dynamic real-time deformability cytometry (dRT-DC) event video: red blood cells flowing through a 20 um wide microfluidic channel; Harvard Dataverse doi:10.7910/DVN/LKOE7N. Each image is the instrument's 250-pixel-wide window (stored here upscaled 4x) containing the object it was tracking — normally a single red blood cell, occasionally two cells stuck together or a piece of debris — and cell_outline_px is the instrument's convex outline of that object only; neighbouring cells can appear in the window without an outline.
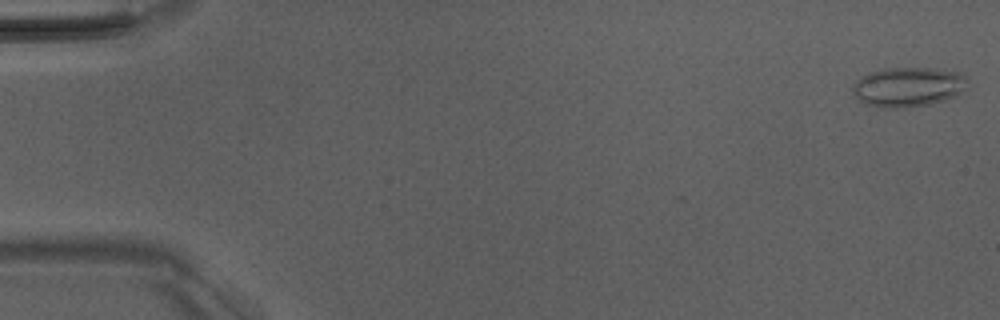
{"species": "Egyptian fruit bat (a non-hibernating species)", "species_latin": "Rousettus aegyptiacus", "temperature_condition": "room temperature", "stored_images_in_passage": 5, "camera_frame_rate_fps": 3000, "um_per_image_px": 0.085, "animal": {"sex": "male"}, "frame": {"image": 1, "passage_image": 1, "time_ms": 0.0, "image_size_px": [1000, 320], "cell_outline_px": [[968, 80], [952, 96], [944, 100], [928, 104], [904, 108], [880, 108], [864, 104], [852, 92], [852, 84], [860, 76], [868, 72], [884, 68], [928, 68], [964, 72]], "centroid_in_image_um": [77.1, 7.38], "position_along_channel_um": 7.9, "area_um2": 26.47}}